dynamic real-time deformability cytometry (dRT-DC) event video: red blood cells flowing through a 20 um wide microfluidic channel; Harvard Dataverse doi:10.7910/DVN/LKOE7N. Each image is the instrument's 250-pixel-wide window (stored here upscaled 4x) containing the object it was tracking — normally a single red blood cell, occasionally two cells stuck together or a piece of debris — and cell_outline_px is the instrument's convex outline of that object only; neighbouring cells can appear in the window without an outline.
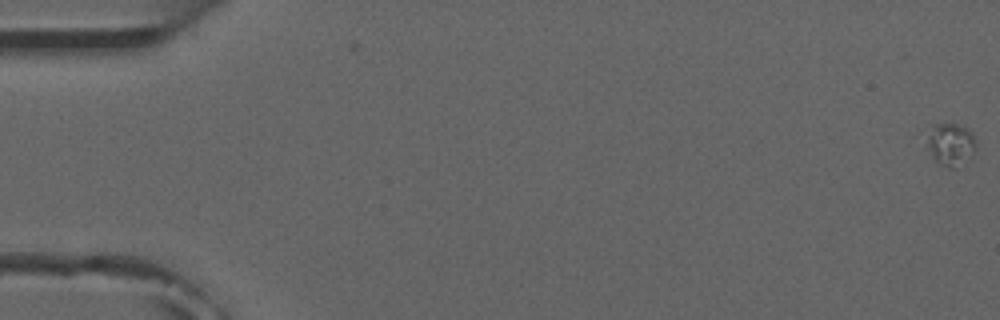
{"species": "common noctule bat (a hibernating species)", "species_latin": "Nyctalus noctula", "temperature_condition": "room temperature", "stored_images_in_passage": 7, "camera_frame_rate_fps": 3000, "um_per_image_px": 0.085, "animal": {"sex": "male", "forearm_length_mm": 52.5}, "frame": {"image": 1, "passage_image": 1, "time_ms": 0.0, "image_size_px": [1000, 320], "cell_outline_px": [[976, 148], [956, 168], [948, 168], [940, 164], [936, 160], [928, 144], [928, 136], [932, 124], [956, 124], [968, 128], [972, 132], [976, 140]], "centroid_in_image_um": [80.84, 12.23], "position_along_channel_um": 4.2, "area_um2": 11.73}}
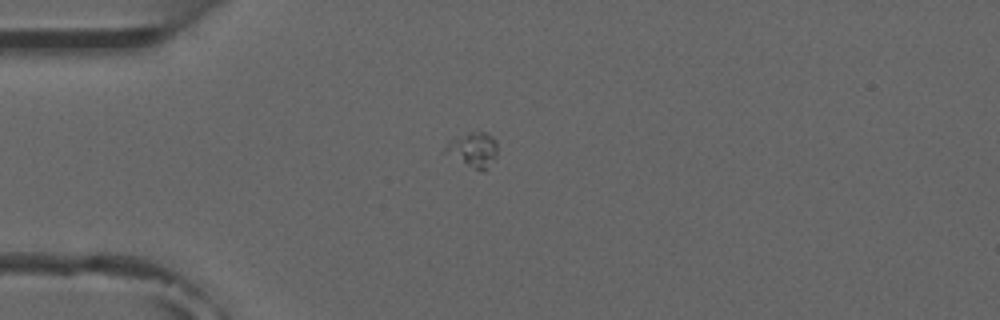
{"frame": {"image": 2, "passage_image": 5, "time_ms": 4.667, "image_size_px": [1000, 320], "cell_outline_px": [[496, 156], [488, 168], [484, 172], [440, 152], [448, 140], [468, 132], [484, 132], [492, 136], [496, 140]], "centroid_in_image_um": [40.16, 12.71], "position_along_channel_um": 44.8, "area_um2": 10.69}}
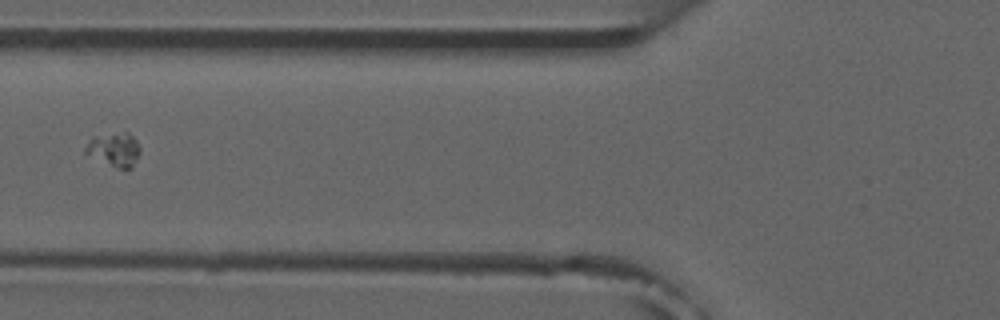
{"frame": {"image": 3, "passage_image": 7, "time_ms": 7.0, "image_size_px": [1000, 320], "cell_outline_px": [[140, 152], [132, 168], [120, 168], [84, 152], [84, 148], [92, 136], [124, 132], [128, 132], [136, 140], [140, 148]], "centroid_in_image_um": [9.73, 12.67], "position_along_channel_um": 116.1, "area_um2": 10.4}}